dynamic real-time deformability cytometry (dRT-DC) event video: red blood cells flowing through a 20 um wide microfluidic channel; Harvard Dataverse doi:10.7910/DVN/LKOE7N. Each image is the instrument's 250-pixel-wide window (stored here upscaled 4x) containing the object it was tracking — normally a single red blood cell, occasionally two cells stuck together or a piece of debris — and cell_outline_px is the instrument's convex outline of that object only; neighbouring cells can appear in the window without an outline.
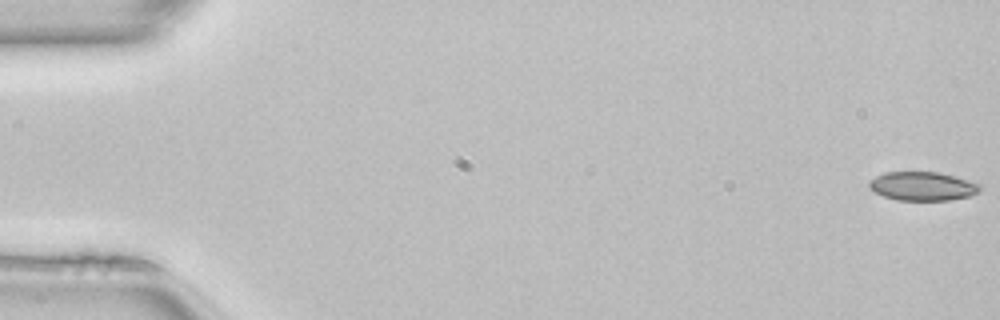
{"species": "common noctule bat (a hibernating species)", "species_latin": "Nyctalus noctula", "temperature_condition": "room temperature", "stored_images_in_passage": 50, "camera_frame_rate_fps": 3000, "um_per_image_px": 0.085, "animal": {"sex": "female", "body_mass_g": 22.7, "forearm_length_mm": 54.2}, "frame": {"image": 1, "passage_image": 1, "time_ms": 0.0, "image_size_px": [1000, 320], "cell_outline_px": [[984, 188], [980, 192], [972, 196], [948, 200], [896, 200], [884, 196], [868, 188], [868, 184], [876, 176], [884, 172], [940, 172], [980, 184]], "centroid_in_image_um": [78.46, 15.83], "position_along_channel_um": 6.5, "area_um2": 18.67}}
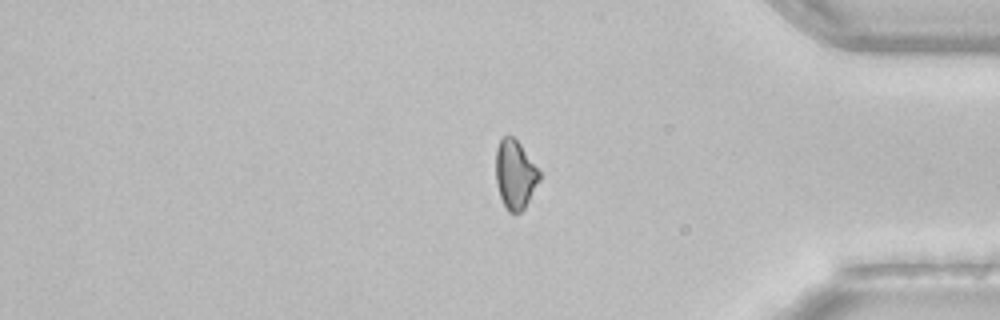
{"frame": {"image": 2, "passage_image": 42, "time_ms": 13.667, "image_size_px": [1000, 320], "cell_outline_px": [[540, 180], [524, 208], [520, 212], [508, 212], [500, 196], [496, 184], [496, 148], [500, 140], [504, 136], [512, 136], [520, 144], [540, 172]], "centroid_in_image_um": [43.77, 14.83], "position_along_channel_um": 391.4, "area_um2": 17.22}}
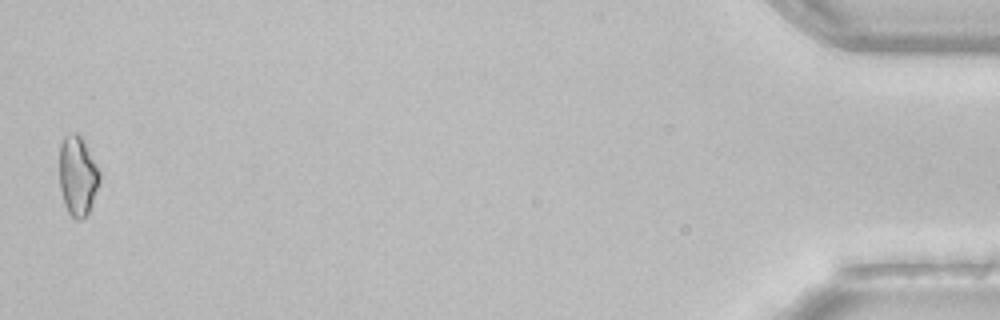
{"frame": {"image": 3, "passage_image": 50, "time_ms": 16.333, "image_size_px": [1000, 320], "cell_outline_px": [[100, 184], [88, 212], [80, 220], [76, 220], [68, 212], [64, 204], [60, 188], [60, 144], [64, 136], [72, 132], [76, 132], [84, 140], [100, 172]], "centroid_in_image_um": [6.6, 14.93], "position_along_channel_um": 428.6, "area_um2": 18.67}}